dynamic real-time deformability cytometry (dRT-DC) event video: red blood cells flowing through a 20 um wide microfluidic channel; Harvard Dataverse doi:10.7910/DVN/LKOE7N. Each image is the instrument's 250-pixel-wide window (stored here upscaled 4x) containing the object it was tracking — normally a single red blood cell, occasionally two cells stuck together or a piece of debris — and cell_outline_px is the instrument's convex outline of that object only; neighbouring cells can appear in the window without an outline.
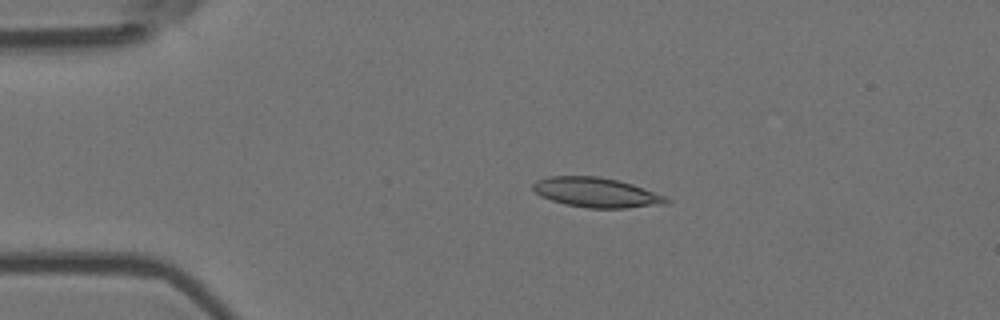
{"species": "Egyptian fruit bat (a non-hibernating species)", "species_latin": "Rousettus aegyptiacus", "temperature_condition": "room temperature", "stored_images_in_passage": 6, "camera_frame_rate_fps": 3000, "um_per_image_px": 0.085, "animal": {"sex": "female"}, "frame": {"image": 1, "passage_image": 3, "time_ms": 0.667, "image_size_px": [1000, 320], "cell_outline_px": [[672, 200], [664, 204], [624, 208], [588, 208], [564, 204], [540, 196], [532, 188], [532, 184], [536, 180], [548, 176], [596, 176], [616, 180], [632, 184], [644, 188], [664, 196]], "centroid_in_image_um": [50.65, 16.36], "position_along_channel_um": 34.3, "area_um2": 23.0}}
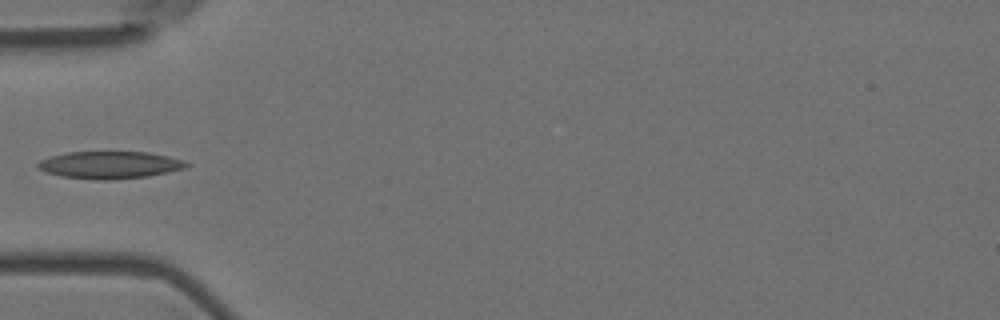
{"frame": {"image": 2, "passage_image": 5, "time_ms": 1.333, "image_size_px": [1000, 320], "cell_outline_px": [[192, 164], [188, 168], [148, 176], [112, 180], [96, 180], [60, 176], [44, 172], [36, 168], [36, 164], [40, 160], [52, 156], [68, 152], [148, 152], [168, 156], [184, 160]], "centroid_in_image_um": [9.35, 14.03], "position_along_channel_um": 75.7, "area_um2": 23.93}}
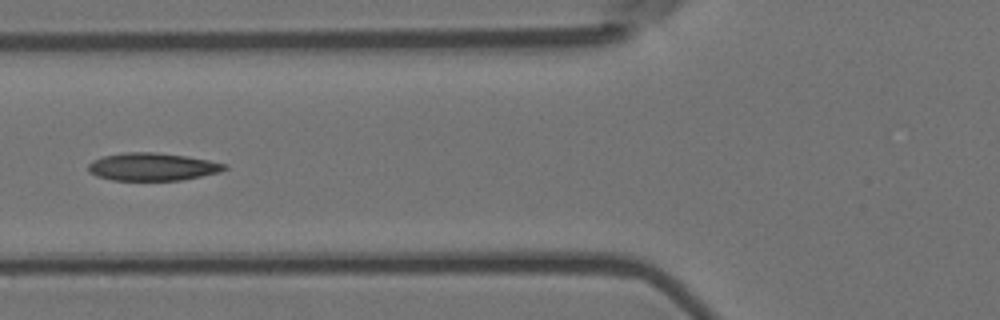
{"frame": {"image": 3, "passage_image": 6, "time_ms": 1.667, "image_size_px": [1000, 320], "cell_outline_px": [[228, 168], [220, 172], [180, 180], [112, 180], [96, 176], [88, 172], [88, 164], [92, 160], [104, 156], [124, 152], [156, 152], [188, 156], [228, 164]], "centroid_in_image_um": [12.95, 14.17], "position_along_channel_um": 112.9, "area_um2": 22.14}}